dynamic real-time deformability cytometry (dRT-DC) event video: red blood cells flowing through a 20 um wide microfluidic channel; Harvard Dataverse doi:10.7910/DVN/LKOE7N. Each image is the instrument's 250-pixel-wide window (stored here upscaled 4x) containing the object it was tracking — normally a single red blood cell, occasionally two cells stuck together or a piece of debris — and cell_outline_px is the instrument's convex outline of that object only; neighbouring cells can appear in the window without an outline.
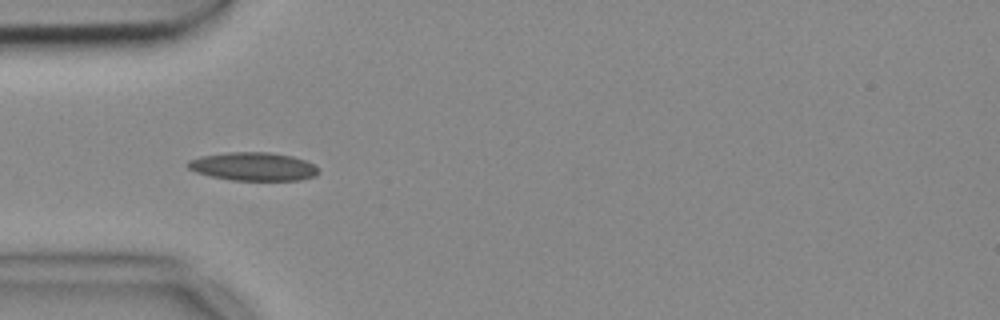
{"species": "common noctule bat (a hibernating species)", "species_latin": "Nyctalus noctula", "temperature_condition": "cold", "stored_images_in_passage": 9, "camera_frame_rate_fps": 3000, "um_per_image_px": 0.085, "animal": {"sex": "female", "body_mass_g": 18.4}, "frame": {"image": 1, "passage_image": 6, "time_ms": 1.667, "image_size_px": [1000, 320], "cell_outline_px": [[316, 176], [300, 180], [232, 180], [212, 176], [196, 172], [188, 168], [184, 164], [188, 160], [200, 156], [228, 152], [268, 152], [292, 156], [304, 160], [312, 164], [316, 168]], "centroid_in_image_um": [21.47, 14.15], "position_along_channel_um": 63.5, "area_um2": 21.44}}